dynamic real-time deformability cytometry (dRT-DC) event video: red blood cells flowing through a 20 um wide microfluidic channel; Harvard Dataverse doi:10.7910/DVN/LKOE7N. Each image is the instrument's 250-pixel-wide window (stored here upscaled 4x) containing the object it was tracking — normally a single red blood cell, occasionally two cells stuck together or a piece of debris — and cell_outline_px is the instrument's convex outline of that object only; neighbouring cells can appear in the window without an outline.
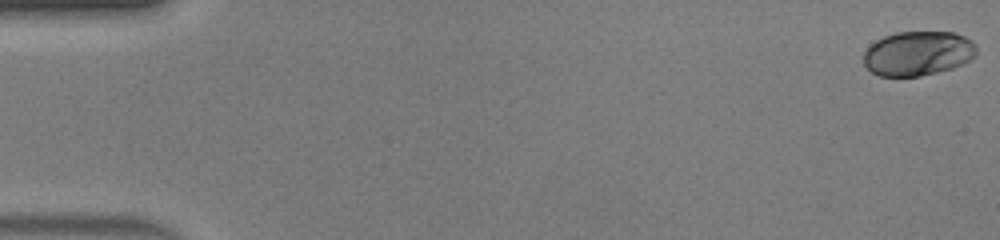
{"species": "human", "species_latin": "Homo sapiens", "temperature_condition": "warm", "stored_images_in_passage": 47, "camera_frame_rate_fps": 3000, "um_per_image_px": 0.085, "donor": {"sex": "male"}, "frame": {"image": 1, "passage_image": 1, "time_ms": 0.0, "image_size_px": [1000, 240], "cell_outline_px": [[976, 56], [964, 64], [952, 68], [920, 76], [880, 76], [872, 72], [864, 64], [864, 52], [876, 40], [884, 36], [896, 32], [956, 32], [972, 40], [976, 44]], "centroid_in_image_um": [78.06, 4.53], "position_along_channel_um": 6.9, "area_um2": 29.36}}
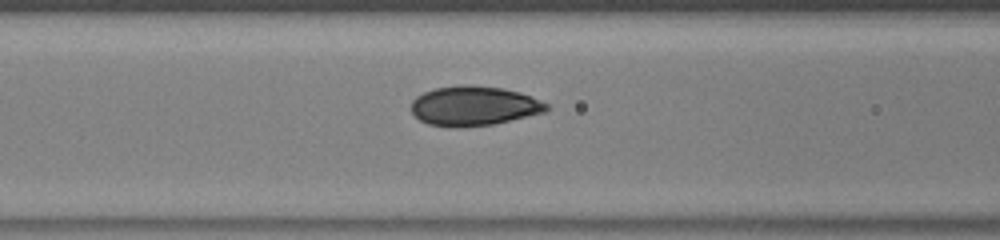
{"frame": {"image": 2, "passage_image": 20, "time_ms": 6.333, "image_size_px": [1000, 240], "cell_outline_px": [[548, 108], [544, 112], [492, 124], [464, 128], [452, 128], [428, 124], [420, 120], [412, 112], [412, 100], [416, 96], [424, 92], [436, 88], [460, 84], [464, 84], [504, 88], [520, 92], [532, 96], [548, 104]], "centroid_in_image_um": [40.26, 9.0], "position_along_channel_um": 126.3, "area_um2": 31.33}}
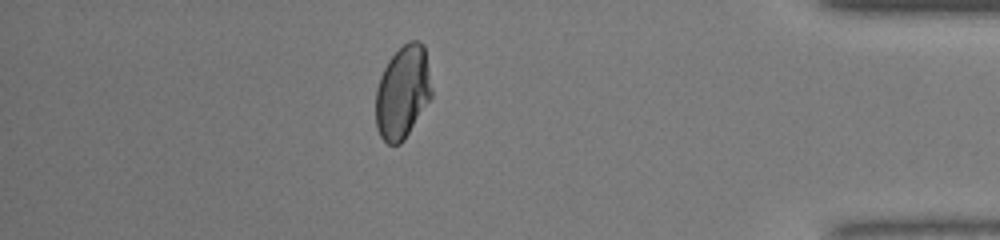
{"frame": {"image": 3, "passage_image": 41, "time_ms": 13.333, "image_size_px": [1000, 240], "cell_outline_px": [[432, 96], [404, 140], [400, 144], [388, 144], [380, 136], [376, 128], [376, 88], [380, 76], [388, 60], [408, 40], [420, 40], [424, 44], [432, 88]], "centroid_in_image_um": [34.23, 7.82], "position_along_channel_um": 401.0, "area_um2": 30.35}, "authors_computed_cell_mechanics": {"area_um2": 30.4028, "velocity_mm_per_s": 4.4795, "shape_relaxation_time_tau1_ms": 3.6648, "shape_relaxation_time_tau2_ms": null, "deformation_change_tau1": 0.1627, "deformation_change_tau2": null}}